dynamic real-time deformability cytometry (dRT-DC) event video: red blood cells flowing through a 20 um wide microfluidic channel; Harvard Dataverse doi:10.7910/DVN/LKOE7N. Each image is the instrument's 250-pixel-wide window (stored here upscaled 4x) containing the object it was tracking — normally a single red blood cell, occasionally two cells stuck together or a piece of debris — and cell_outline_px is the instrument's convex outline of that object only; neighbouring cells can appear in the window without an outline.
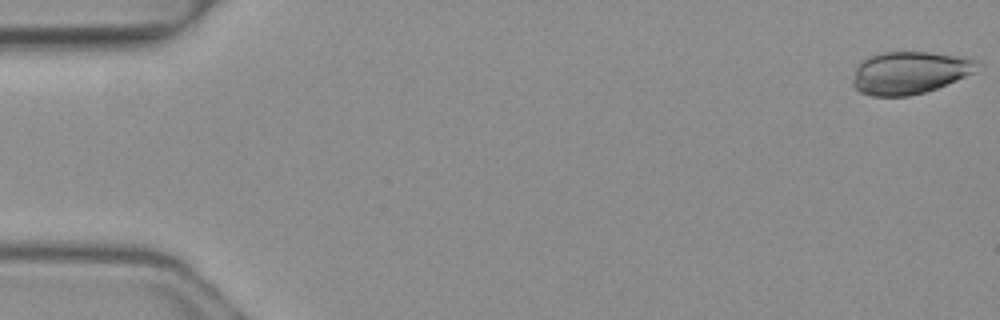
{"species": "common noctule bat (a hibernating species)", "species_latin": "Nyctalus noctula", "temperature_condition": "warm", "stored_images_in_passage": 6, "camera_frame_rate_fps": 3000, "um_per_image_px": 0.085, "animal": {"sex": "female", "body_mass_g": 19.3, "forearm_length_mm": 54.1}, "frame": {"image": 1, "passage_image": 1, "time_ms": 0.0, "image_size_px": [1000, 320], "cell_outline_px": [[972, 72], [956, 80], [936, 88], [924, 92], [908, 96], [872, 96], [860, 92], [852, 84], [852, 80], [856, 68], [868, 56], [880, 52], [928, 52], [960, 56], [972, 60]], "centroid_in_image_um": [77.19, 6.18], "position_along_channel_um": 7.8, "area_um2": 30.06}}